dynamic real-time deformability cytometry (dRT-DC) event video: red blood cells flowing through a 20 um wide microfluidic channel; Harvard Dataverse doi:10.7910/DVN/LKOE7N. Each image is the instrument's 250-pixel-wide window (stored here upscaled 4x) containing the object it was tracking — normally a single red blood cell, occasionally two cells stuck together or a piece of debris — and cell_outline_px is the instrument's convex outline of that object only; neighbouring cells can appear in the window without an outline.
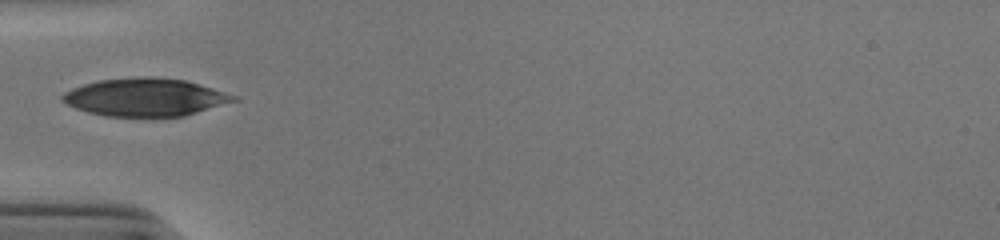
{"species": "human", "species_latin": "Homo sapiens", "temperature_condition": "cold", "stored_images_in_passage": 19, "camera_frame_rate_fps": 3000, "um_per_image_px": 0.085, "donor": {"sex": "male"}, "frame": {"image": 1, "passage_image": 1, "time_ms": 0.0, "image_size_px": [1000, 240], "cell_outline_px": [[240, 100], [184, 116], [108, 116], [88, 112], [76, 108], [60, 100], [60, 96], [64, 92], [72, 88], [84, 84], [100, 80], [148, 76], [184, 80], [212, 88], [236, 96]], "centroid_in_image_um": [12.34, 8.27], "position_along_channel_um": 72.7, "area_um2": 37.45}}
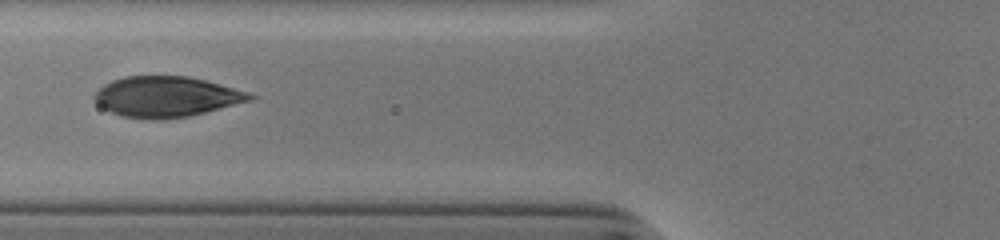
{"frame": {"image": 2, "passage_image": 4, "time_ms": 1.0, "image_size_px": [1000, 240], "cell_outline_px": [[256, 96], [252, 100], [188, 116], [160, 120], [148, 120], [120, 116], [104, 108], [92, 96], [104, 84], [112, 80], [124, 76], [188, 76], [220, 84], [248, 92]], "centroid_in_image_um": [14.12, 8.22], "position_along_channel_um": 111.7, "area_um2": 36.53}}